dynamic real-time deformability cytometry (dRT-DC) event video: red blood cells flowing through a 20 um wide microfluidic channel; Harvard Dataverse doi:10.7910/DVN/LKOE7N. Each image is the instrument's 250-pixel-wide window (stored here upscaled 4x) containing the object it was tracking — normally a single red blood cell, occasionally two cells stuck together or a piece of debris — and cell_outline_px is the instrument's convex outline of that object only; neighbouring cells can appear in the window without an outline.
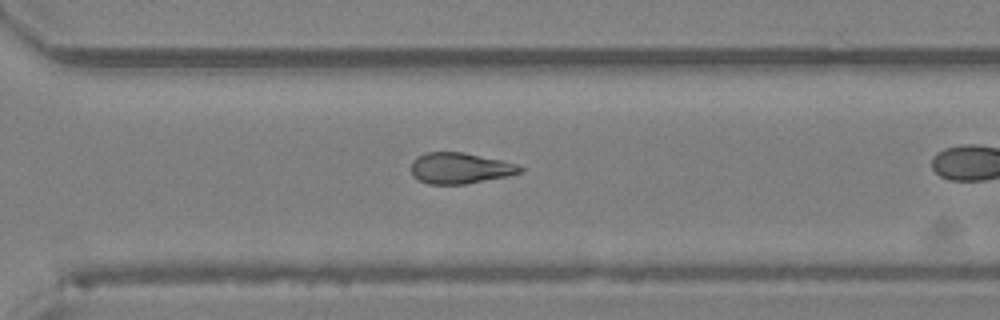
{"species": "Egyptian fruit bat (a non-hibernating species)", "species_latin": "Rousettus aegyptiacus", "temperature_condition": "room temperature", "stored_images_in_passage": 24, "camera_frame_rate_fps": 3000, "um_per_image_px": 0.085, "animal": {"sex": "female"}, "frame": {"image": 1, "passage_image": 21, "time_ms": 6.667, "image_size_px": [1000, 320], "cell_outline_px": [[524, 168], [520, 172], [508, 176], [464, 184], [428, 184], [416, 180], [412, 176], [412, 160], [416, 156], [424, 152], [464, 152], [520, 164]], "centroid_in_image_um": [39.08, 14.29], "position_along_channel_um": 331.5, "area_um2": 19.88}}